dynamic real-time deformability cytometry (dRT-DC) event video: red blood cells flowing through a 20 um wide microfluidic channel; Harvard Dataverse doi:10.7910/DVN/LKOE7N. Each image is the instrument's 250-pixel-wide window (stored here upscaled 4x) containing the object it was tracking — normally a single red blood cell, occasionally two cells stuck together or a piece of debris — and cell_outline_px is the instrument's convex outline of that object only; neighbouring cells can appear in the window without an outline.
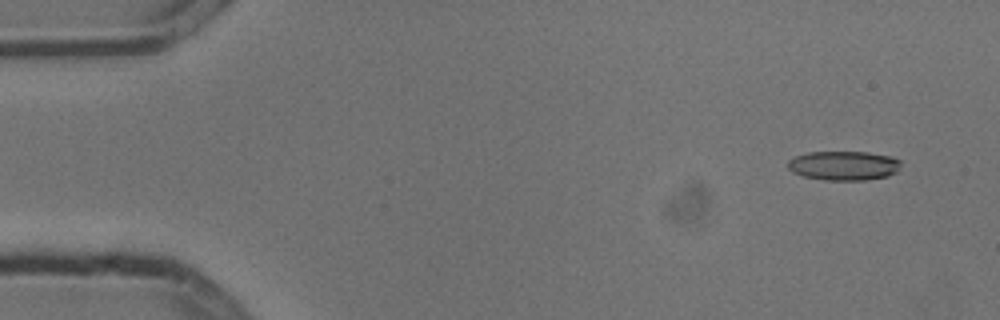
{"species": "common noctule bat (a hibernating species)", "species_latin": "Nyctalus noctula", "temperature_condition": "cold", "stored_images_in_passage": 5, "camera_frame_rate_fps": 3000, "um_per_image_px": 0.085, "animal": {"sex": "male", "body_mass_g": 13.3}, "frame": {"image": 1, "passage_image": 1, "time_ms": 0.0, "image_size_px": [1000, 320], "cell_outline_px": [[900, 168], [896, 172], [888, 176], [864, 180], [824, 180], [804, 176], [792, 172], [788, 168], [788, 160], [796, 156], [808, 152], [868, 152], [892, 156], [900, 160]], "centroid_in_image_um": [71.73, 14.07], "position_along_channel_um": 13.3, "area_um2": 19.36}}